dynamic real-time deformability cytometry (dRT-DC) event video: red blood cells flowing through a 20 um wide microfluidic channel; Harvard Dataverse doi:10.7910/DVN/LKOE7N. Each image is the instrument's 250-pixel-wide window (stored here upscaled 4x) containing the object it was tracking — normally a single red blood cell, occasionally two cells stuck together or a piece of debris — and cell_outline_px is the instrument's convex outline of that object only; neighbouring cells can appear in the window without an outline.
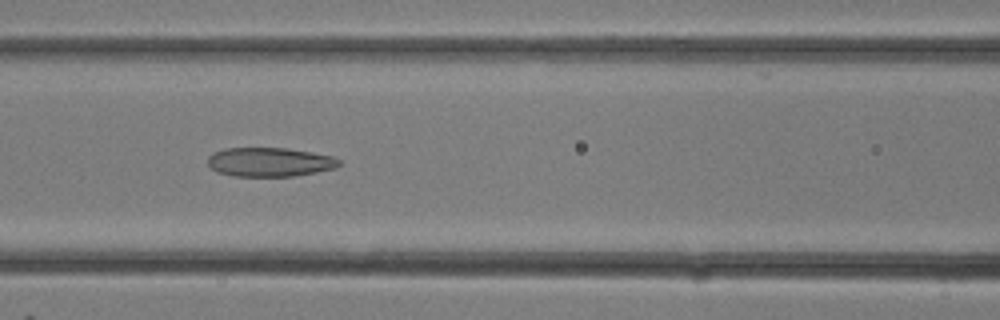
{"species": "common noctule bat (a hibernating species)", "species_latin": "Nyctalus noctula", "temperature_condition": "room temperature", "stored_images_in_passage": 24, "camera_frame_rate_fps": 3000, "um_per_image_px": 0.085, "animal": {"sex": "female"}, "frame": {"image": 1, "passage_image": 8, "time_ms": 2.333, "image_size_px": [1000, 320], "cell_outline_px": [[340, 164], [336, 168], [296, 176], [232, 176], [216, 172], [208, 164], [208, 156], [212, 152], [224, 148], [288, 148], [312, 152], [332, 156], [340, 160]], "centroid_in_image_um": [22.91, 13.77], "position_along_channel_um": 143.7, "area_um2": 22.43}}
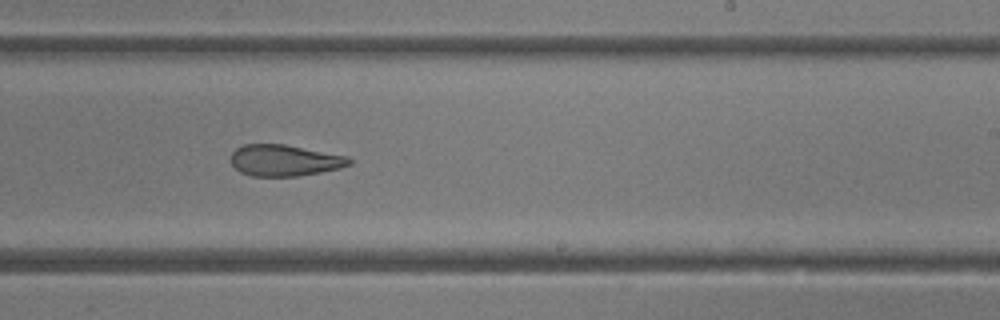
{"frame": {"image": 2, "passage_image": 13, "time_ms": 4.0, "image_size_px": [1000, 320], "cell_outline_px": [[352, 164], [340, 168], [320, 172], [296, 176], [252, 176], [240, 172], [232, 164], [232, 152], [236, 148], [244, 144], [284, 144], [348, 156], [352, 160]], "centroid_in_image_um": [24.2, 13.63], "position_along_channel_um": 264.8, "area_um2": 21.56}}
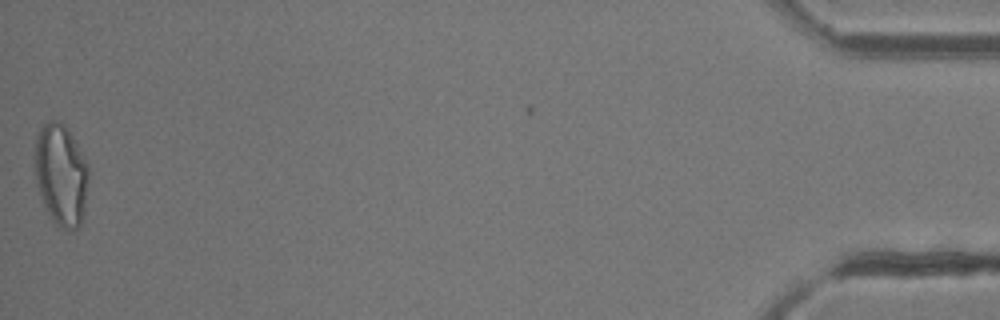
{"frame": {"image": 3, "passage_image": 24, "time_ms": 7.667, "image_size_px": [1000, 320], "cell_outline_px": [[88, 180], [84, 216], [80, 224], [72, 232], [68, 232], [60, 228], [56, 224], [44, 208], [36, 184], [36, 136], [40, 128], [48, 120], [56, 120], [64, 124], [68, 128], [88, 164]], "centroid_in_image_um": [5.2, 14.89], "position_along_channel_um": 430.0, "area_um2": 32.14}}